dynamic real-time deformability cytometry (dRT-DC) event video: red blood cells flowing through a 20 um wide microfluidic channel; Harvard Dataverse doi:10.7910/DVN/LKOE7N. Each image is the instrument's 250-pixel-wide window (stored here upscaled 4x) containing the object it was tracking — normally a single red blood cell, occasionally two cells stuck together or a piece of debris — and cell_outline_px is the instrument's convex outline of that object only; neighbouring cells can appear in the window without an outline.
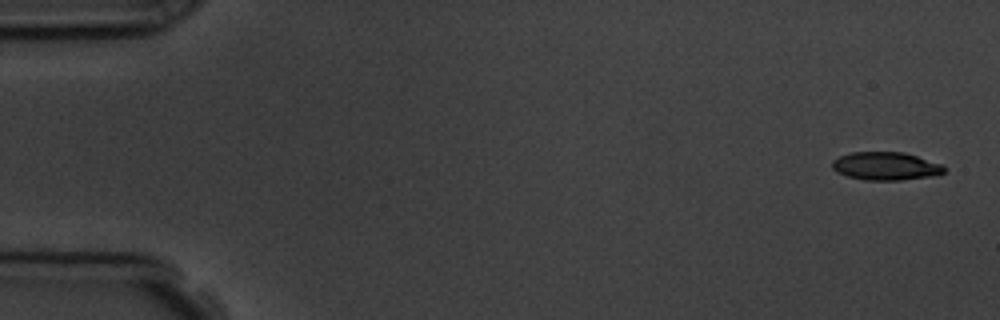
{"species": "common noctule bat (a hibernating species)", "species_latin": "Nyctalus noctula", "temperature_condition": "room temperature", "stored_images_in_passage": 5, "camera_frame_rate_fps": 3000, "um_per_image_px": 0.085, "animal": {"sex": "male", "body_mass_g": 19.5, "forearm_length_mm": 54.6}, "frame": {"image": 1, "passage_image": 1, "time_ms": 0.0, "image_size_px": [1000, 320], "cell_outline_px": [[948, 168], [944, 172], [932, 176], [900, 180], [864, 180], [848, 176], [836, 172], [832, 168], [832, 160], [840, 156], [852, 152], [904, 152], [940, 164]], "centroid_in_image_um": [75.27, 14.12], "position_along_channel_um": 9.7, "area_um2": 18.26}}
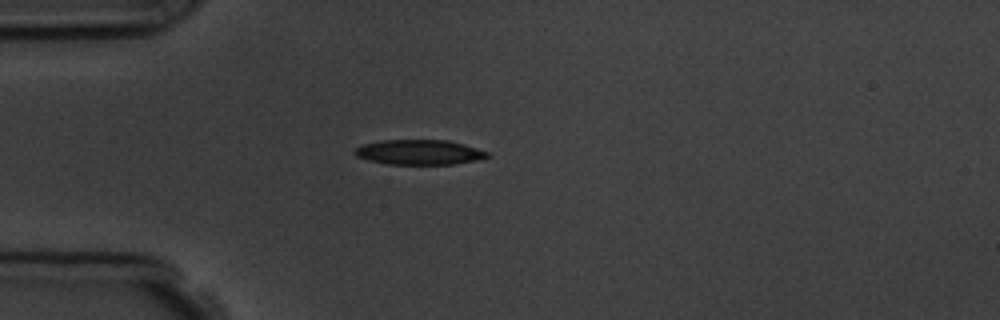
{"frame": {"image": 2, "passage_image": 5, "time_ms": 4.333, "image_size_px": [1000, 320], "cell_outline_px": [[488, 156], [476, 160], [452, 164], [388, 164], [368, 160], [356, 156], [352, 152], [356, 148], [364, 144], [380, 140], [448, 140], [464, 144], [488, 152]], "centroid_in_image_um": [35.59, 12.93], "position_along_channel_um": 49.4, "area_um2": 19.13}}